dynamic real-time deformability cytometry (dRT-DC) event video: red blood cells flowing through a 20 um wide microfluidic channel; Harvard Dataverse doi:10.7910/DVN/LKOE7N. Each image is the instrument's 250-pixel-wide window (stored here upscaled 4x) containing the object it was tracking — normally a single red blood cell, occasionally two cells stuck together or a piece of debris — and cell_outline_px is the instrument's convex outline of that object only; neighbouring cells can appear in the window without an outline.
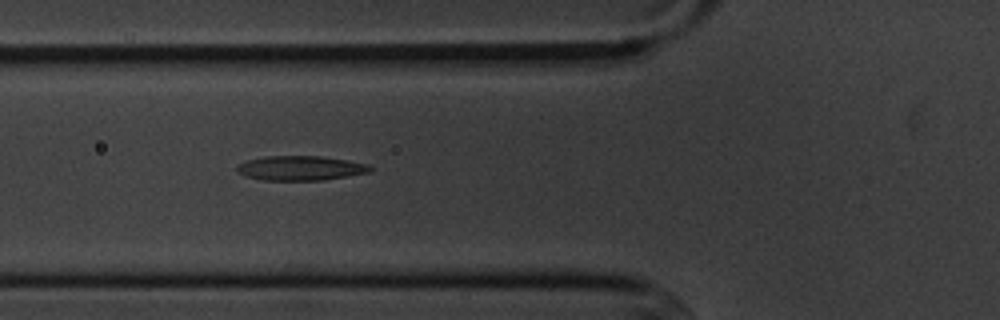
{"species": "common noctule bat (a hibernating species)", "species_latin": "Nyctalus noctula", "temperature_condition": "cold", "stored_images_in_passage": 6, "camera_frame_rate_fps": 3000, "um_per_image_px": 0.085, "animal": {"sex": "male", "body_mass_g": 20.1, "forearm_length_mm": 53.5}, "frame": {"image": 1, "passage_image": 6, "time_ms": 5.667, "image_size_px": [1000, 320], "cell_outline_px": [[372, 172], [324, 180], [264, 180], [244, 176], [236, 172], [236, 164], [248, 160], [264, 156], [320, 156], [368, 164], [372, 168]], "centroid_in_image_um": [25.5, 14.29], "position_along_channel_um": 100.3, "area_um2": 19.13}}